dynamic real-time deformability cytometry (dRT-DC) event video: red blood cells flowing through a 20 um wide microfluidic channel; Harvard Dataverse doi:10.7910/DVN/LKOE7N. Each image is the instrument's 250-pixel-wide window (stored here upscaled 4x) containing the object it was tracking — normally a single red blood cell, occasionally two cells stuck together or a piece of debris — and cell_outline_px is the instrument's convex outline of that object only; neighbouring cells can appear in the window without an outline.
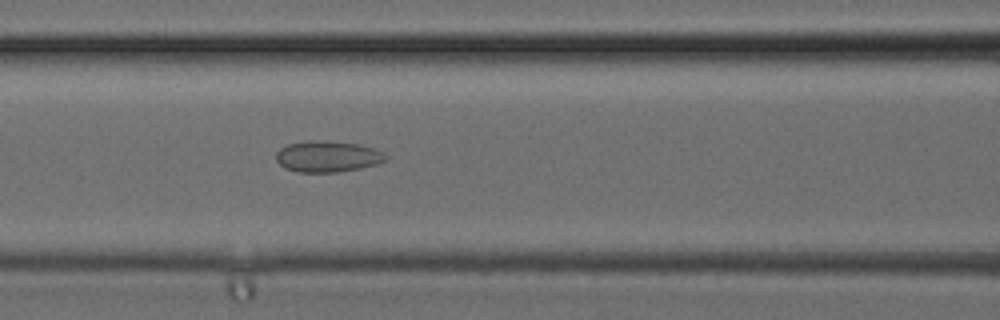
{"species": "common noctule bat (a hibernating species)", "species_latin": "Nyctalus noctula", "temperature_condition": "cold", "stored_images_in_passage": 27, "camera_frame_rate_fps": 3000, "um_per_image_px": 0.085, "animal": {"sex": "female", "body_mass_g": 24.6, "forearm_length_mm": 56.2}, "frame": {"image": 1, "passage_image": 8, "time_ms": 2.333, "image_size_px": [1000, 320], "cell_outline_px": [[388, 156], [384, 160], [376, 164], [360, 168], [336, 172], [296, 172], [284, 168], [276, 160], [276, 152], [280, 148], [288, 144], [312, 140], [316, 140], [356, 144], [372, 148], [384, 152]], "centroid_in_image_um": [27.8, 13.31], "position_along_channel_um": 138.8, "area_um2": 19.71}}
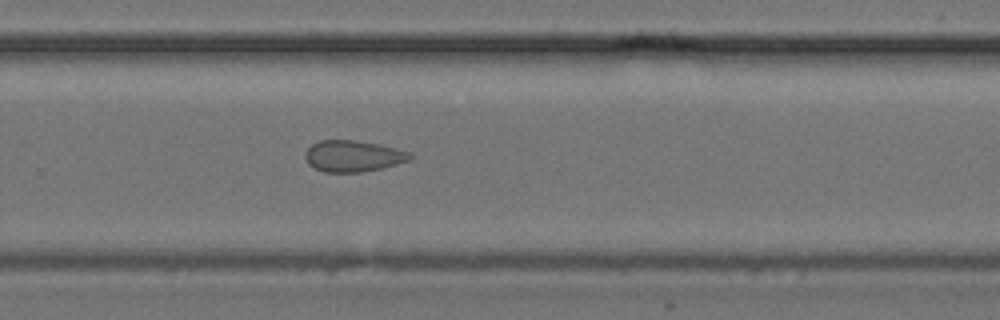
{"frame": {"image": 2, "passage_image": 16, "time_ms": 5.0, "image_size_px": [1000, 320], "cell_outline_px": [[412, 156], [408, 160], [396, 164], [364, 172], [324, 172], [308, 164], [304, 156], [304, 152], [312, 144], [320, 140], [352, 140], [380, 144], [412, 152]], "centroid_in_image_um": [29.99, 13.26], "position_along_channel_um": 299.8, "area_um2": 19.13}}
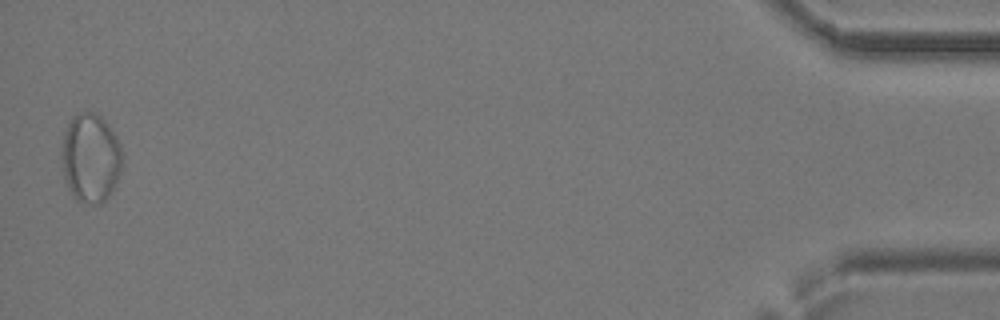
{"frame": {"image": 3, "passage_image": 27, "time_ms": 8.667, "image_size_px": [1000, 320], "cell_outline_px": [[124, 156], [116, 180], [108, 196], [100, 204], [84, 204], [76, 200], [72, 196], [64, 180], [60, 156], [60, 152], [64, 132], [72, 116], [76, 112], [92, 112], [100, 116], [108, 124], [116, 136], [120, 144]], "centroid_in_image_um": [7.66, 13.42], "position_along_channel_um": 427.5, "area_um2": 31.91}}